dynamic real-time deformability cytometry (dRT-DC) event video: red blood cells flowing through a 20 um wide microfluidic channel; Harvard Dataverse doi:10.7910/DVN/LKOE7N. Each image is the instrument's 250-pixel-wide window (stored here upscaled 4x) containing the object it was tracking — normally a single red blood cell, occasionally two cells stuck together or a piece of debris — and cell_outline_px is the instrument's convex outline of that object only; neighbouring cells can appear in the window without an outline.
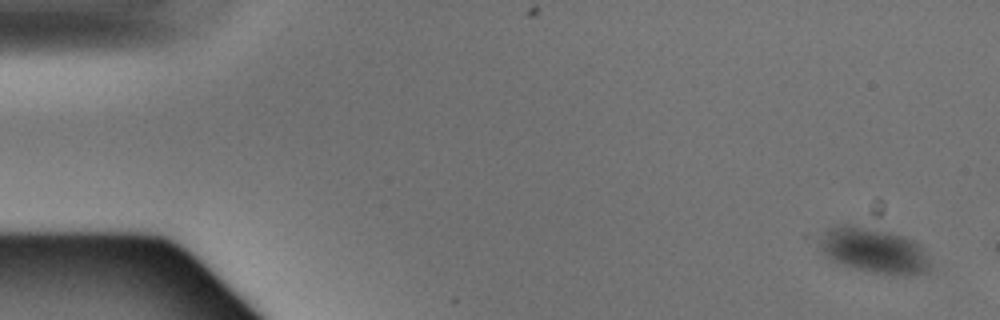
{"species": "Egyptian fruit bat (a non-hibernating species)", "species_latin": "Rousettus aegyptiacus", "temperature_condition": "warm", "stored_images_in_passage": 3, "camera_frame_rate_fps": 3000, "um_per_image_px": 0.085, "animal": {"sex": "male"}, "frame": {"image": 1, "passage_image": 1, "time_ms": 0.0, "image_size_px": [1000, 320], "cell_outline_px": [[928, 272], [908, 276], [900, 276], [852, 268], [828, 260], [820, 252], [816, 244], [820, 236], [828, 228], [840, 224], [852, 224], [888, 232], [904, 236], [920, 244], [924, 248], [928, 260]], "centroid_in_image_um": [74.2, 21.29], "position_along_channel_um": 10.8, "area_um2": 29.71}}